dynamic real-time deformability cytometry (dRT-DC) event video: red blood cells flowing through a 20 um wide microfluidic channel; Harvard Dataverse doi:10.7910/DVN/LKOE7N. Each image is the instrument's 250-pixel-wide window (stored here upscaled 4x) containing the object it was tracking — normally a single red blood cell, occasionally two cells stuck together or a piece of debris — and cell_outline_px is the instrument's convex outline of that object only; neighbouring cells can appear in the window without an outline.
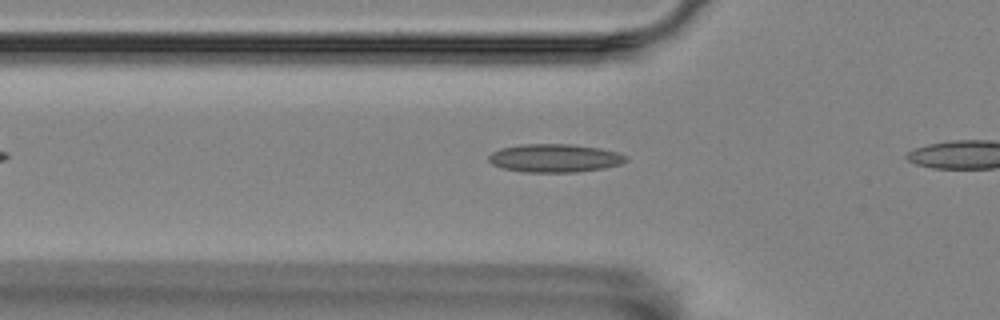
{"species": "Egyptian fruit bat (a non-hibernating species)", "species_latin": "Rousettus aegyptiacus", "temperature_condition": "room temperature", "stored_images_in_passage": 7, "camera_frame_rate_fps": 3000, "um_per_image_px": 0.085, "animal": {"sex": "female"}, "frame": {"image": 1, "passage_image": 5, "time_ms": 1.333, "image_size_px": [1000, 320], "cell_outline_px": [[628, 160], [620, 164], [604, 168], [576, 172], [528, 172], [504, 168], [492, 164], [488, 160], [488, 156], [492, 152], [500, 148], [520, 144], [572, 144], [600, 148], [616, 152], [628, 156]], "centroid_in_image_um": [47.16, 13.43], "position_along_channel_um": 78.6, "area_um2": 22.6}}